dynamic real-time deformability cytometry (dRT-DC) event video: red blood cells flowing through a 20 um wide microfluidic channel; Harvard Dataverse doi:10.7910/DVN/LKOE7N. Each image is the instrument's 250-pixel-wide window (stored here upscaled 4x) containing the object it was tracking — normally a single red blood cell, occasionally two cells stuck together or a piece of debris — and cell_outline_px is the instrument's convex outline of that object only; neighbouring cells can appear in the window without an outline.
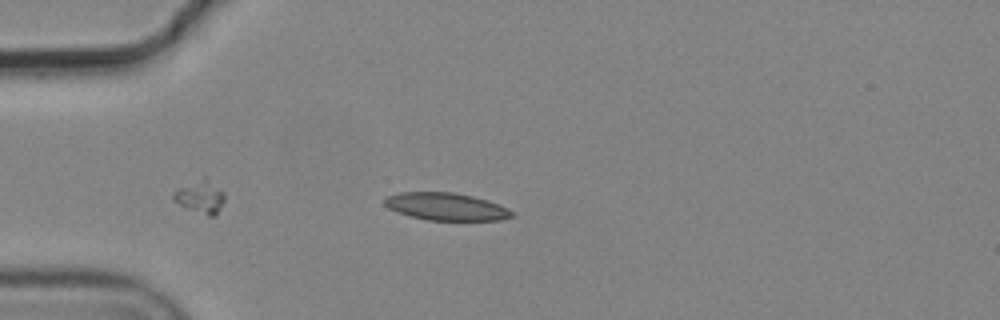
{"species": "common noctule bat (a hibernating species)", "species_latin": "Nyctalus noctula", "temperature_condition": "cold", "stored_images_in_passage": 4, "camera_frame_rate_fps": 3000, "um_per_image_px": 0.085, "animal": {"sex": "male", "body_mass_g": 19.2, "forearm_length_mm": 51.8}, "frame": {"image": 1, "passage_image": 4, "time_ms": 1.0, "image_size_px": [1000, 320], "cell_outline_px": [[512, 216], [500, 220], [428, 220], [412, 216], [388, 208], [384, 204], [384, 196], [400, 192], [452, 192], [472, 196], [488, 200], [500, 204], [512, 212]], "centroid_in_image_um": [37.89, 17.55], "position_along_channel_um": 47.1, "area_um2": 20.23}}